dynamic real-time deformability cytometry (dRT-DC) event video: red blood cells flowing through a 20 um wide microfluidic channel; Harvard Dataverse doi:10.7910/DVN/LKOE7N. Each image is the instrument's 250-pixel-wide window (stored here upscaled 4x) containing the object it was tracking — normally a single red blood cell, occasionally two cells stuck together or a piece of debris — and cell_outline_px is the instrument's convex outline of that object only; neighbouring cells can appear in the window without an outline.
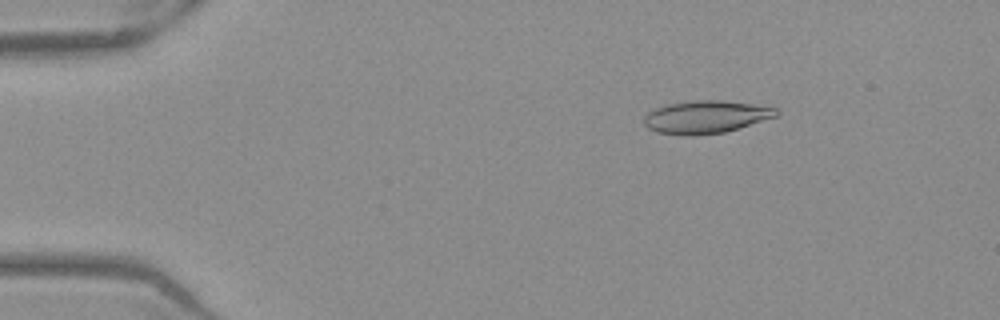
{"species": "Egyptian fruit bat (a non-hibernating species)", "species_latin": "Rousettus aegyptiacus", "temperature_condition": "warm", "stored_images_in_passage": 51, "camera_frame_rate_fps": 3000, "um_per_image_px": 0.085, "frame": {"image": 1, "passage_image": 7, "time_ms": 2.0, "image_size_px": [1000, 320], "cell_outline_px": [[780, 112], [776, 116], [724, 132], [692, 136], [684, 136], [656, 132], [648, 128], [644, 124], [644, 116], [648, 112], [656, 108], [668, 104], [696, 100], [720, 100], [752, 104], [776, 108]], "centroid_in_image_um": [59.95, 9.95], "position_along_channel_um": 25.0, "area_um2": 25.03}}
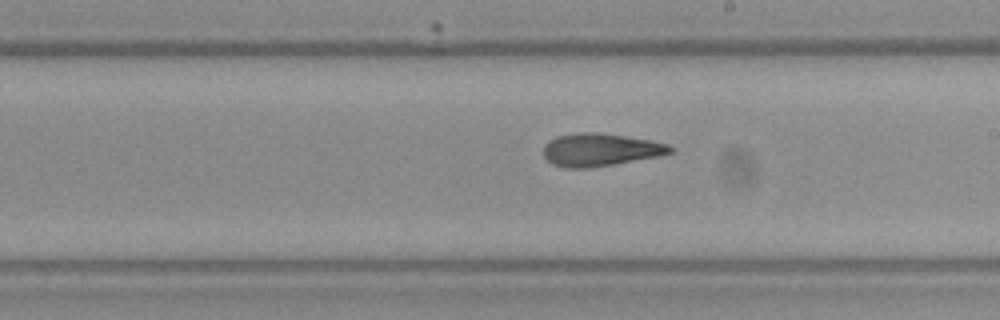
{"frame": {"image": 2, "passage_image": 29, "time_ms": 9.333, "image_size_px": [1000, 320], "cell_outline_px": [[676, 148], [672, 152], [660, 156], [588, 168], [564, 168], [552, 164], [544, 156], [544, 144], [548, 140], [556, 136], [580, 132], [596, 132], [652, 140], [668, 144]], "centroid_in_image_um": [51.02, 12.72], "position_along_channel_um": 238.0, "area_um2": 24.28}}
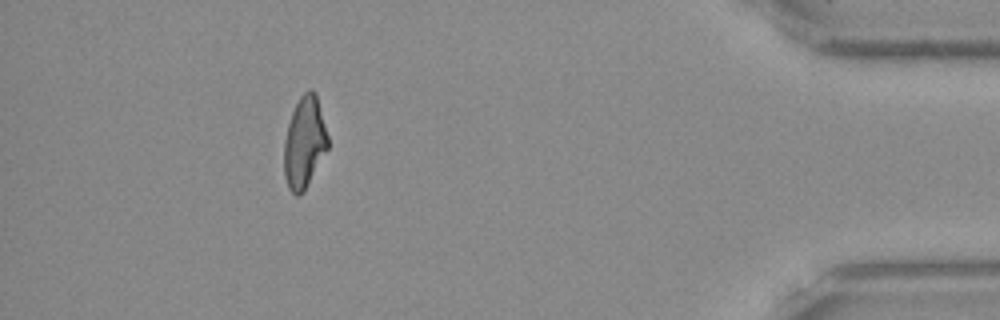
{"frame": {"image": 3, "passage_image": 46, "time_ms": 15.0, "image_size_px": [1000, 320], "cell_outline_px": [[328, 148], [304, 192], [300, 196], [296, 196], [288, 188], [284, 176], [284, 140], [288, 124], [292, 112], [300, 96], [308, 88], [312, 88], [316, 92], [328, 136]], "centroid_in_image_um": [25.87, 12.11], "position_along_channel_um": 409.3, "area_um2": 23.52}, "authors_computed_cell_mechanics": {"area_um2": 24.4494, "velocity_mm_per_s": 3.9497, "shape_relaxation_time_tau1_ms": null, "shape_relaxation_time_tau2_ms": 3.0408, "deformation_change_tau1": null, "deformation_change_tau2": 0.1242}}